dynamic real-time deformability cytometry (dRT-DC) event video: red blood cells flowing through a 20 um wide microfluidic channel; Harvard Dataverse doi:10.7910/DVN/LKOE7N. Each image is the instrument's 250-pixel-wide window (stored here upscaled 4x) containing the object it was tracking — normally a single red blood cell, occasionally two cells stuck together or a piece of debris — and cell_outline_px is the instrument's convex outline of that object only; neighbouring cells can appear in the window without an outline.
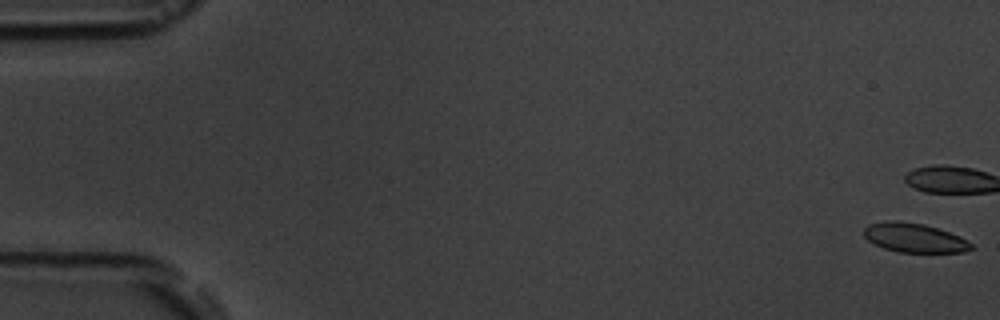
{"species": "common noctule bat (a hibernating species)", "species_latin": "Nyctalus noctula", "temperature_condition": "room temperature", "stored_images_in_passage": 7, "camera_frame_rate_fps": 3000, "um_per_image_px": 0.085, "animal": {"sex": "male", "body_mass_g": 19.5, "forearm_length_mm": 54.6}, "frame": {"image": 1, "passage_image": 1, "time_ms": 0.0, "image_size_px": [1000, 320], "cell_outline_px": [[972, 248], [964, 252], [900, 252], [884, 248], [868, 240], [864, 236], [864, 228], [868, 224], [888, 220], [896, 220], [924, 224], [960, 236], [972, 244]], "centroid_in_image_um": [77.7, 20.2], "position_along_channel_um": 7.3, "area_um2": 18.09}}